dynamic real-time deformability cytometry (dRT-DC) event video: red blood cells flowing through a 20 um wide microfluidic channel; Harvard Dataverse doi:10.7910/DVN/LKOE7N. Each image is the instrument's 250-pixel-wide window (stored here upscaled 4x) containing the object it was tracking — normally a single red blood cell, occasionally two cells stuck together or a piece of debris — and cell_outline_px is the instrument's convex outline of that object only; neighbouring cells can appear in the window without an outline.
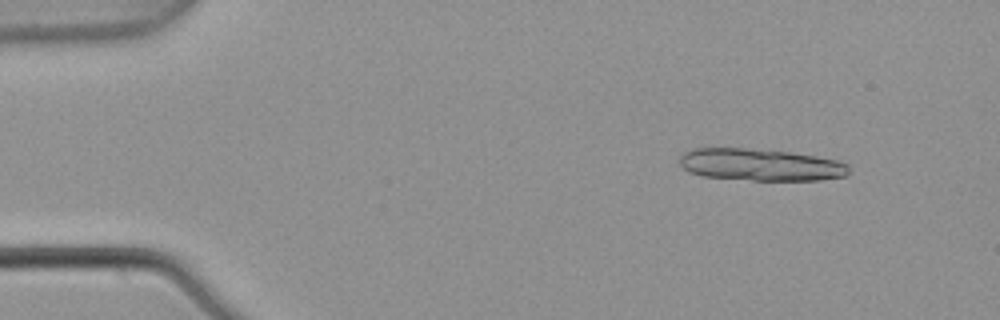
{"species": "common noctule bat (a hibernating species)", "species_latin": "Nyctalus noctula", "temperature_condition": "warm", "stored_images_in_passage": 5, "camera_frame_rate_fps": 3000, "um_per_image_px": 0.085, "animal": {"sex": "male", "body_mass_g": 21.5, "forearm_length_mm": 52.0}, "frame": {"image": 1, "passage_image": 2, "time_ms": 0.333, "image_size_px": [1000, 320], "cell_outline_px": [[848, 172], [844, 176], [820, 180], [752, 180], [704, 176], [688, 172], [680, 164], [680, 156], [684, 152], [692, 148], [744, 148], [792, 152], [816, 156], [836, 160], [848, 164]], "centroid_in_image_um": [64.62, 14.0], "position_along_channel_um": 20.4, "area_um2": 31.56}}
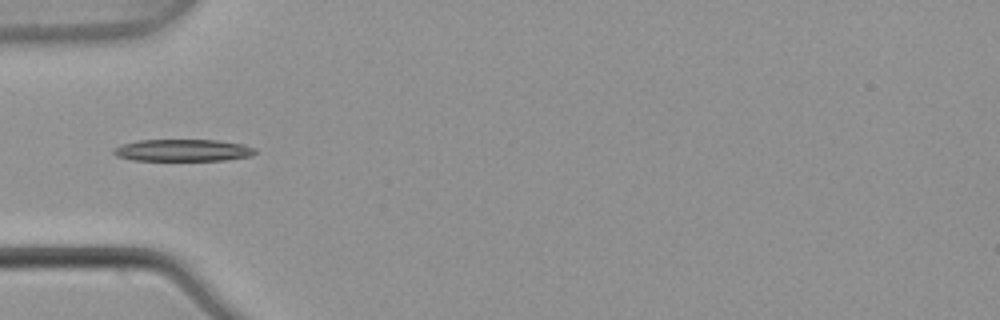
{"frame": {"image": 2, "passage_image": 5, "time_ms": 1.333, "image_size_px": [1000, 320], "cell_outline_px": [[256, 152], [252, 156], [224, 160], [132, 160], [116, 156], [112, 152], [112, 148], [120, 144], [136, 140], [216, 140], [244, 144], [256, 148]], "centroid_in_image_um": [15.51, 12.77], "position_along_channel_um": 69.5, "area_um2": 18.32}}